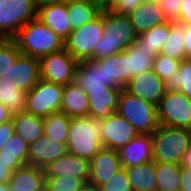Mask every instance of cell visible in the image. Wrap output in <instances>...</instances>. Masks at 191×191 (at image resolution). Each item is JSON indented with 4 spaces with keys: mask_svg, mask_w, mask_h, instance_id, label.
Instances as JSON below:
<instances>
[{
    "mask_svg": "<svg viewBox=\"0 0 191 191\" xmlns=\"http://www.w3.org/2000/svg\"><path fill=\"white\" fill-rule=\"evenodd\" d=\"M102 22L103 36L94 48L95 60L124 52L137 40V34L127 15H116L104 8Z\"/></svg>",
    "mask_w": 191,
    "mask_h": 191,
    "instance_id": "cell-1",
    "label": "cell"
},
{
    "mask_svg": "<svg viewBox=\"0 0 191 191\" xmlns=\"http://www.w3.org/2000/svg\"><path fill=\"white\" fill-rule=\"evenodd\" d=\"M13 39L23 55L39 59L64 48V41L38 18L23 25Z\"/></svg>",
    "mask_w": 191,
    "mask_h": 191,
    "instance_id": "cell-2",
    "label": "cell"
},
{
    "mask_svg": "<svg viewBox=\"0 0 191 191\" xmlns=\"http://www.w3.org/2000/svg\"><path fill=\"white\" fill-rule=\"evenodd\" d=\"M103 119L72 117L68 131L67 152L91 160L102 148Z\"/></svg>",
    "mask_w": 191,
    "mask_h": 191,
    "instance_id": "cell-3",
    "label": "cell"
},
{
    "mask_svg": "<svg viewBox=\"0 0 191 191\" xmlns=\"http://www.w3.org/2000/svg\"><path fill=\"white\" fill-rule=\"evenodd\" d=\"M151 137L153 161L180 165L191 143V130L159 125Z\"/></svg>",
    "mask_w": 191,
    "mask_h": 191,
    "instance_id": "cell-4",
    "label": "cell"
},
{
    "mask_svg": "<svg viewBox=\"0 0 191 191\" xmlns=\"http://www.w3.org/2000/svg\"><path fill=\"white\" fill-rule=\"evenodd\" d=\"M117 113L138 133L152 134L159 127L156 105L131 95L124 88L119 94Z\"/></svg>",
    "mask_w": 191,
    "mask_h": 191,
    "instance_id": "cell-5",
    "label": "cell"
},
{
    "mask_svg": "<svg viewBox=\"0 0 191 191\" xmlns=\"http://www.w3.org/2000/svg\"><path fill=\"white\" fill-rule=\"evenodd\" d=\"M156 111L159 125L191 130V98L182 92L167 90Z\"/></svg>",
    "mask_w": 191,
    "mask_h": 191,
    "instance_id": "cell-6",
    "label": "cell"
},
{
    "mask_svg": "<svg viewBox=\"0 0 191 191\" xmlns=\"http://www.w3.org/2000/svg\"><path fill=\"white\" fill-rule=\"evenodd\" d=\"M103 36V22L101 14L86 23L73 29L64 41V49L78 62L85 59H94V48Z\"/></svg>",
    "mask_w": 191,
    "mask_h": 191,
    "instance_id": "cell-7",
    "label": "cell"
},
{
    "mask_svg": "<svg viewBox=\"0 0 191 191\" xmlns=\"http://www.w3.org/2000/svg\"><path fill=\"white\" fill-rule=\"evenodd\" d=\"M36 15L33 0H0V38L13 39Z\"/></svg>",
    "mask_w": 191,
    "mask_h": 191,
    "instance_id": "cell-8",
    "label": "cell"
},
{
    "mask_svg": "<svg viewBox=\"0 0 191 191\" xmlns=\"http://www.w3.org/2000/svg\"><path fill=\"white\" fill-rule=\"evenodd\" d=\"M64 86L39 79L28 91L25 111L35 116L46 117L60 112Z\"/></svg>",
    "mask_w": 191,
    "mask_h": 191,
    "instance_id": "cell-9",
    "label": "cell"
},
{
    "mask_svg": "<svg viewBox=\"0 0 191 191\" xmlns=\"http://www.w3.org/2000/svg\"><path fill=\"white\" fill-rule=\"evenodd\" d=\"M78 61L64 48L40 58L41 79L66 86L73 82Z\"/></svg>",
    "mask_w": 191,
    "mask_h": 191,
    "instance_id": "cell-10",
    "label": "cell"
},
{
    "mask_svg": "<svg viewBox=\"0 0 191 191\" xmlns=\"http://www.w3.org/2000/svg\"><path fill=\"white\" fill-rule=\"evenodd\" d=\"M137 134L135 128L115 111L103 119L101 144L104 148L119 150Z\"/></svg>",
    "mask_w": 191,
    "mask_h": 191,
    "instance_id": "cell-11",
    "label": "cell"
},
{
    "mask_svg": "<svg viewBox=\"0 0 191 191\" xmlns=\"http://www.w3.org/2000/svg\"><path fill=\"white\" fill-rule=\"evenodd\" d=\"M124 89L154 105L158 104L167 91L165 82L153 69L132 77Z\"/></svg>",
    "mask_w": 191,
    "mask_h": 191,
    "instance_id": "cell-12",
    "label": "cell"
},
{
    "mask_svg": "<svg viewBox=\"0 0 191 191\" xmlns=\"http://www.w3.org/2000/svg\"><path fill=\"white\" fill-rule=\"evenodd\" d=\"M88 184L99 187L122 168L117 150L102 147L90 160Z\"/></svg>",
    "mask_w": 191,
    "mask_h": 191,
    "instance_id": "cell-13",
    "label": "cell"
},
{
    "mask_svg": "<svg viewBox=\"0 0 191 191\" xmlns=\"http://www.w3.org/2000/svg\"><path fill=\"white\" fill-rule=\"evenodd\" d=\"M90 161L66 152L44 168L45 177H75L89 181Z\"/></svg>",
    "mask_w": 191,
    "mask_h": 191,
    "instance_id": "cell-14",
    "label": "cell"
},
{
    "mask_svg": "<svg viewBox=\"0 0 191 191\" xmlns=\"http://www.w3.org/2000/svg\"><path fill=\"white\" fill-rule=\"evenodd\" d=\"M73 82L87 95L89 90L104 89L107 86L106 66L95 59L81 60L76 65Z\"/></svg>",
    "mask_w": 191,
    "mask_h": 191,
    "instance_id": "cell-15",
    "label": "cell"
},
{
    "mask_svg": "<svg viewBox=\"0 0 191 191\" xmlns=\"http://www.w3.org/2000/svg\"><path fill=\"white\" fill-rule=\"evenodd\" d=\"M66 152V143H60L42 135L35 142L29 144L28 165L44 169Z\"/></svg>",
    "mask_w": 191,
    "mask_h": 191,
    "instance_id": "cell-16",
    "label": "cell"
},
{
    "mask_svg": "<svg viewBox=\"0 0 191 191\" xmlns=\"http://www.w3.org/2000/svg\"><path fill=\"white\" fill-rule=\"evenodd\" d=\"M117 151L123 168L153 161L151 134L138 133L129 143Z\"/></svg>",
    "mask_w": 191,
    "mask_h": 191,
    "instance_id": "cell-17",
    "label": "cell"
},
{
    "mask_svg": "<svg viewBox=\"0 0 191 191\" xmlns=\"http://www.w3.org/2000/svg\"><path fill=\"white\" fill-rule=\"evenodd\" d=\"M120 88L104 86V89L89 90V117L104 119L118 108Z\"/></svg>",
    "mask_w": 191,
    "mask_h": 191,
    "instance_id": "cell-18",
    "label": "cell"
},
{
    "mask_svg": "<svg viewBox=\"0 0 191 191\" xmlns=\"http://www.w3.org/2000/svg\"><path fill=\"white\" fill-rule=\"evenodd\" d=\"M36 18L46 24L62 41H65L72 32L67 3L61 2L42 7L37 10Z\"/></svg>",
    "mask_w": 191,
    "mask_h": 191,
    "instance_id": "cell-19",
    "label": "cell"
},
{
    "mask_svg": "<svg viewBox=\"0 0 191 191\" xmlns=\"http://www.w3.org/2000/svg\"><path fill=\"white\" fill-rule=\"evenodd\" d=\"M41 79L40 59L21 54L14 64L12 80L20 90L30 91Z\"/></svg>",
    "mask_w": 191,
    "mask_h": 191,
    "instance_id": "cell-20",
    "label": "cell"
},
{
    "mask_svg": "<svg viewBox=\"0 0 191 191\" xmlns=\"http://www.w3.org/2000/svg\"><path fill=\"white\" fill-rule=\"evenodd\" d=\"M137 35L148 31L150 28L167 22L160 5L157 3L141 2L127 15Z\"/></svg>",
    "mask_w": 191,
    "mask_h": 191,
    "instance_id": "cell-21",
    "label": "cell"
},
{
    "mask_svg": "<svg viewBox=\"0 0 191 191\" xmlns=\"http://www.w3.org/2000/svg\"><path fill=\"white\" fill-rule=\"evenodd\" d=\"M44 185V169L28 164L16 169L8 181L10 191H38Z\"/></svg>",
    "mask_w": 191,
    "mask_h": 191,
    "instance_id": "cell-22",
    "label": "cell"
},
{
    "mask_svg": "<svg viewBox=\"0 0 191 191\" xmlns=\"http://www.w3.org/2000/svg\"><path fill=\"white\" fill-rule=\"evenodd\" d=\"M61 112L72 117H87L89 114L88 95L74 82L64 86Z\"/></svg>",
    "mask_w": 191,
    "mask_h": 191,
    "instance_id": "cell-23",
    "label": "cell"
},
{
    "mask_svg": "<svg viewBox=\"0 0 191 191\" xmlns=\"http://www.w3.org/2000/svg\"><path fill=\"white\" fill-rule=\"evenodd\" d=\"M28 148L29 144L14 131L0 149V158L14 172L28 164Z\"/></svg>",
    "mask_w": 191,
    "mask_h": 191,
    "instance_id": "cell-24",
    "label": "cell"
},
{
    "mask_svg": "<svg viewBox=\"0 0 191 191\" xmlns=\"http://www.w3.org/2000/svg\"><path fill=\"white\" fill-rule=\"evenodd\" d=\"M106 66L107 87L123 89L128 83L127 50L98 60Z\"/></svg>",
    "mask_w": 191,
    "mask_h": 191,
    "instance_id": "cell-25",
    "label": "cell"
},
{
    "mask_svg": "<svg viewBox=\"0 0 191 191\" xmlns=\"http://www.w3.org/2000/svg\"><path fill=\"white\" fill-rule=\"evenodd\" d=\"M14 131L28 144L35 142L44 135L43 117L35 116L26 111L12 115Z\"/></svg>",
    "mask_w": 191,
    "mask_h": 191,
    "instance_id": "cell-26",
    "label": "cell"
},
{
    "mask_svg": "<svg viewBox=\"0 0 191 191\" xmlns=\"http://www.w3.org/2000/svg\"><path fill=\"white\" fill-rule=\"evenodd\" d=\"M157 55L155 50L142 47L137 41L127 48L128 81L136 75L151 70Z\"/></svg>",
    "mask_w": 191,
    "mask_h": 191,
    "instance_id": "cell-27",
    "label": "cell"
},
{
    "mask_svg": "<svg viewBox=\"0 0 191 191\" xmlns=\"http://www.w3.org/2000/svg\"><path fill=\"white\" fill-rule=\"evenodd\" d=\"M133 191H156L155 161L125 168Z\"/></svg>",
    "mask_w": 191,
    "mask_h": 191,
    "instance_id": "cell-28",
    "label": "cell"
},
{
    "mask_svg": "<svg viewBox=\"0 0 191 191\" xmlns=\"http://www.w3.org/2000/svg\"><path fill=\"white\" fill-rule=\"evenodd\" d=\"M104 8L92 0L67 3L68 18L73 29L81 27L97 18Z\"/></svg>",
    "mask_w": 191,
    "mask_h": 191,
    "instance_id": "cell-29",
    "label": "cell"
},
{
    "mask_svg": "<svg viewBox=\"0 0 191 191\" xmlns=\"http://www.w3.org/2000/svg\"><path fill=\"white\" fill-rule=\"evenodd\" d=\"M27 91L20 90L14 80L0 76V102L12 114L24 112L26 109Z\"/></svg>",
    "mask_w": 191,
    "mask_h": 191,
    "instance_id": "cell-30",
    "label": "cell"
},
{
    "mask_svg": "<svg viewBox=\"0 0 191 191\" xmlns=\"http://www.w3.org/2000/svg\"><path fill=\"white\" fill-rule=\"evenodd\" d=\"M156 191H179L180 165L155 161Z\"/></svg>",
    "mask_w": 191,
    "mask_h": 191,
    "instance_id": "cell-31",
    "label": "cell"
},
{
    "mask_svg": "<svg viewBox=\"0 0 191 191\" xmlns=\"http://www.w3.org/2000/svg\"><path fill=\"white\" fill-rule=\"evenodd\" d=\"M44 135L54 141L67 143L71 118L64 112L51 113L43 118Z\"/></svg>",
    "mask_w": 191,
    "mask_h": 191,
    "instance_id": "cell-32",
    "label": "cell"
},
{
    "mask_svg": "<svg viewBox=\"0 0 191 191\" xmlns=\"http://www.w3.org/2000/svg\"><path fill=\"white\" fill-rule=\"evenodd\" d=\"M183 25L170 22V34L160 54L167 57L175 58L179 61L186 59L185 41H184Z\"/></svg>",
    "mask_w": 191,
    "mask_h": 191,
    "instance_id": "cell-33",
    "label": "cell"
},
{
    "mask_svg": "<svg viewBox=\"0 0 191 191\" xmlns=\"http://www.w3.org/2000/svg\"><path fill=\"white\" fill-rule=\"evenodd\" d=\"M170 34V22H164L160 25H156L145 31L142 34L137 35V42L149 50H155L158 54L163 48L164 43Z\"/></svg>",
    "mask_w": 191,
    "mask_h": 191,
    "instance_id": "cell-34",
    "label": "cell"
},
{
    "mask_svg": "<svg viewBox=\"0 0 191 191\" xmlns=\"http://www.w3.org/2000/svg\"><path fill=\"white\" fill-rule=\"evenodd\" d=\"M21 51L14 39L0 38V76L12 80V71Z\"/></svg>",
    "mask_w": 191,
    "mask_h": 191,
    "instance_id": "cell-35",
    "label": "cell"
},
{
    "mask_svg": "<svg viewBox=\"0 0 191 191\" xmlns=\"http://www.w3.org/2000/svg\"><path fill=\"white\" fill-rule=\"evenodd\" d=\"M166 84V90L180 91L191 98V59L180 62L179 71L173 74Z\"/></svg>",
    "mask_w": 191,
    "mask_h": 191,
    "instance_id": "cell-36",
    "label": "cell"
},
{
    "mask_svg": "<svg viewBox=\"0 0 191 191\" xmlns=\"http://www.w3.org/2000/svg\"><path fill=\"white\" fill-rule=\"evenodd\" d=\"M180 62L159 53L153 60L152 69L164 82H167L173 74L179 71Z\"/></svg>",
    "mask_w": 191,
    "mask_h": 191,
    "instance_id": "cell-37",
    "label": "cell"
},
{
    "mask_svg": "<svg viewBox=\"0 0 191 191\" xmlns=\"http://www.w3.org/2000/svg\"><path fill=\"white\" fill-rule=\"evenodd\" d=\"M86 183L75 177H45L47 191H79Z\"/></svg>",
    "mask_w": 191,
    "mask_h": 191,
    "instance_id": "cell-38",
    "label": "cell"
},
{
    "mask_svg": "<svg viewBox=\"0 0 191 191\" xmlns=\"http://www.w3.org/2000/svg\"><path fill=\"white\" fill-rule=\"evenodd\" d=\"M98 188L100 191H133L126 170L123 167Z\"/></svg>",
    "mask_w": 191,
    "mask_h": 191,
    "instance_id": "cell-39",
    "label": "cell"
},
{
    "mask_svg": "<svg viewBox=\"0 0 191 191\" xmlns=\"http://www.w3.org/2000/svg\"><path fill=\"white\" fill-rule=\"evenodd\" d=\"M182 0H160L159 5L162 9L166 21L177 23Z\"/></svg>",
    "mask_w": 191,
    "mask_h": 191,
    "instance_id": "cell-40",
    "label": "cell"
},
{
    "mask_svg": "<svg viewBox=\"0 0 191 191\" xmlns=\"http://www.w3.org/2000/svg\"><path fill=\"white\" fill-rule=\"evenodd\" d=\"M141 2L142 0H115L108 9L116 15H128Z\"/></svg>",
    "mask_w": 191,
    "mask_h": 191,
    "instance_id": "cell-41",
    "label": "cell"
},
{
    "mask_svg": "<svg viewBox=\"0 0 191 191\" xmlns=\"http://www.w3.org/2000/svg\"><path fill=\"white\" fill-rule=\"evenodd\" d=\"M181 5L177 23L180 25H191V0H182Z\"/></svg>",
    "mask_w": 191,
    "mask_h": 191,
    "instance_id": "cell-42",
    "label": "cell"
},
{
    "mask_svg": "<svg viewBox=\"0 0 191 191\" xmlns=\"http://www.w3.org/2000/svg\"><path fill=\"white\" fill-rule=\"evenodd\" d=\"M13 133V120H9L5 123L0 124V149L4 146V143L12 136Z\"/></svg>",
    "mask_w": 191,
    "mask_h": 191,
    "instance_id": "cell-43",
    "label": "cell"
},
{
    "mask_svg": "<svg viewBox=\"0 0 191 191\" xmlns=\"http://www.w3.org/2000/svg\"><path fill=\"white\" fill-rule=\"evenodd\" d=\"M179 191H191V169L181 165Z\"/></svg>",
    "mask_w": 191,
    "mask_h": 191,
    "instance_id": "cell-44",
    "label": "cell"
},
{
    "mask_svg": "<svg viewBox=\"0 0 191 191\" xmlns=\"http://www.w3.org/2000/svg\"><path fill=\"white\" fill-rule=\"evenodd\" d=\"M186 59H191V25H183Z\"/></svg>",
    "mask_w": 191,
    "mask_h": 191,
    "instance_id": "cell-45",
    "label": "cell"
},
{
    "mask_svg": "<svg viewBox=\"0 0 191 191\" xmlns=\"http://www.w3.org/2000/svg\"><path fill=\"white\" fill-rule=\"evenodd\" d=\"M13 171L7 164L0 158V182L8 183Z\"/></svg>",
    "mask_w": 191,
    "mask_h": 191,
    "instance_id": "cell-46",
    "label": "cell"
},
{
    "mask_svg": "<svg viewBox=\"0 0 191 191\" xmlns=\"http://www.w3.org/2000/svg\"><path fill=\"white\" fill-rule=\"evenodd\" d=\"M12 115L9 109L0 102V124L12 120Z\"/></svg>",
    "mask_w": 191,
    "mask_h": 191,
    "instance_id": "cell-47",
    "label": "cell"
},
{
    "mask_svg": "<svg viewBox=\"0 0 191 191\" xmlns=\"http://www.w3.org/2000/svg\"><path fill=\"white\" fill-rule=\"evenodd\" d=\"M33 1H34L36 10H39L42 7H45L48 5L58 4L62 2V0H33Z\"/></svg>",
    "mask_w": 191,
    "mask_h": 191,
    "instance_id": "cell-48",
    "label": "cell"
},
{
    "mask_svg": "<svg viewBox=\"0 0 191 191\" xmlns=\"http://www.w3.org/2000/svg\"><path fill=\"white\" fill-rule=\"evenodd\" d=\"M182 167H187L191 169V143L187 150V152L184 154V157L182 159V162L180 164Z\"/></svg>",
    "mask_w": 191,
    "mask_h": 191,
    "instance_id": "cell-49",
    "label": "cell"
},
{
    "mask_svg": "<svg viewBox=\"0 0 191 191\" xmlns=\"http://www.w3.org/2000/svg\"><path fill=\"white\" fill-rule=\"evenodd\" d=\"M93 2L100 4L103 8H109V6L115 1V0H92Z\"/></svg>",
    "mask_w": 191,
    "mask_h": 191,
    "instance_id": "cell-50",
    "label": "cell"
},
{
    "mask_svg": "<svg viewBox=\"0 0 191 191\" xmlns=\"http://www.w3.org/2000/svg\"><path fill=\"white\" fill-rule=\"evenodd\" d=\"M79 191H100L98 187L85 184Z\"/></svg>",
    "mask_w": 191,
    "mask_h": 191,
    "instance_id": "cell-51",
    "label": "cell"
},
{
    "mask_svg": "<svg viewBox=\"0 0 191 191\" xmlns=\"http://www.w3.org/2000/svg\"><path fill=\"white\" fill-rule=\"evenodd\" d=\"M0 191H10L8 187V183L0 182Z\"/></svg>",
    "mask_w": 191,
    "mask_h": 191,
    "instance_id": "cell-52",
    "label": "cell"
},
{
    "mask_svg": "<svg viewBox=\"0 0 191 191\" xmlns=\"http://www.w3.org/2000/svg\"><path fill=\"white\" fill-rule=\"evenodd\" d=\"M143 2H147V3H157L159 4L160 0H142Z\"/></svg>",
    "mask_w": 191,
    "mask_h": 191,
    "instance_id": "cell-53",
    "label": "cell"
},
{
    "mask_svg": "<svg viewBox=\"0 0 191 191\" xmlns=\"http://www.w3.org/2000/svg\"><path fill=\"white\" fill-rule=\"evenodd\" d=\"M76 1H81V0H62V2L64 3L76 2Z\"/></svg>",
    "mask_w": 191,
    "mask_h": 191,
    "instance_id": "cell-54",
    "label": "cell"
},
{
    "mask_svg": "<svg viewBox=\"0 0 191 191\" xmlns=\"http://www.w3.org/2000/svg\"><path fill=\"white\" fill-rule=\"evenodd\" d=\"M38 191H47V187L44 185L42 188H40Z\"/></svg>",
    "mask_w": 191,
    "mask_h": 191,
    "instance_id": "cell-55",
    "label": "cell"
}]
</instances>
